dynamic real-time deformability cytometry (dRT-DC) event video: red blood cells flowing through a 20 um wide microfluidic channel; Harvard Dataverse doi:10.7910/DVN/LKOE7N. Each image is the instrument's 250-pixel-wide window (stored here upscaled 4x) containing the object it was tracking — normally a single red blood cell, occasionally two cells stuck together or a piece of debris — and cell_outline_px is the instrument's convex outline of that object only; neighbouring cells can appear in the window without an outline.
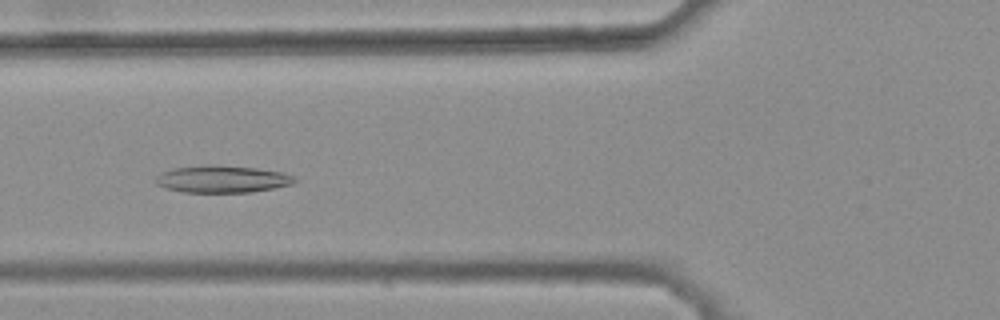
{"species": "common noctule bat (a hibernating species)", "species_latin": "Nyctalus noctula", "temperature_condition": "warm", "stored_images_in_passage": 42, "camera_frame_rate_fps": 3000, "um_per_image_px": 0.085, "animal": {"sex": "female", "body_mass_g": 25.1}, "frame": {"image": 1, "passage_image": 18, "time_ms": 5.667, "image_size_px": [1000, 320], "cell_outline_px": [[296, 180], [292, 184], [252, 192], [184, 192], [164, 188], [156, 184], [152, 180], [160, 172], [172, 168], [204, 164], [212, 164], [256, 168], [280, 172], [292, 176]], "centroid_in_image_um": [18.78, 15.21], "position_along_channel_um": 107.0, "area_um2": 22.14}}
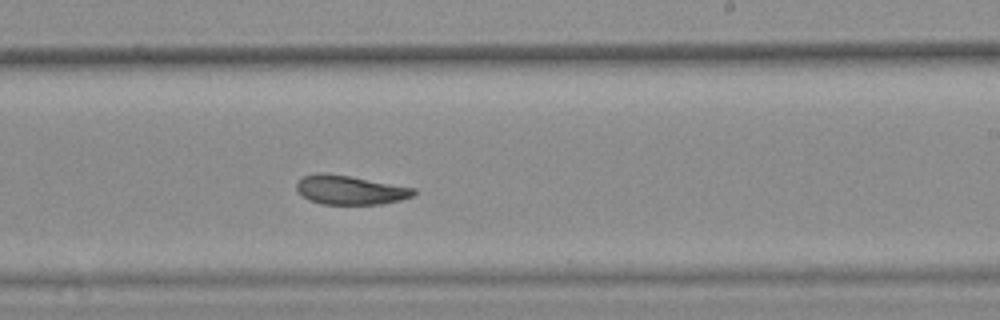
{"frame": {"image": 2, "passage_image": 30, "time_ms": 9.667, "image_size_px": [1000, 320], "cell_outline_px": [[416, 192], [412, 196], [400, 200], [380, 204], [320, 204], [308, 200], [296, 188], [296, 184], [304, 176], [316, 172], [324, 172], [348, 176], [416, 188]], "centroid_in_image_um": [29.74, 16.15], "position_along_channel_um": 259.3, "area_um2": 19.71}}
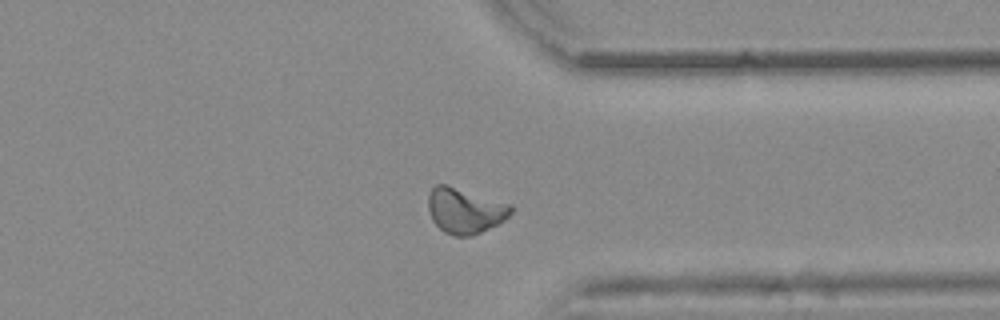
{"frame": {"image": 3, "passage_image": 39, "time_ms": 12.667, "image_size_px": [1000, 320], "cell_outline_px": [[516, 208], [504, 220], [472, 236], [456, 236], [444, 232], [432, 220], [428, 208], [428, 196], [432, 188], [436, 184], [448, 184], [512, 204]], "centroid_in_image_um": [39.53, 17.88], "position_along_channel_um": 371.9, "area_um2": 22.08}, "authors_computed_cell_mechanics": {"area_um2": 21.4727, "velocity_mm_per_s": 3.8152, "shape_relaxation_time_tau1_ms": null, "shape_relaxation_time_tau2_ms": 2.5465, "deformation_change_tau1": null, "deformation_change_tau2": 0.0812}}